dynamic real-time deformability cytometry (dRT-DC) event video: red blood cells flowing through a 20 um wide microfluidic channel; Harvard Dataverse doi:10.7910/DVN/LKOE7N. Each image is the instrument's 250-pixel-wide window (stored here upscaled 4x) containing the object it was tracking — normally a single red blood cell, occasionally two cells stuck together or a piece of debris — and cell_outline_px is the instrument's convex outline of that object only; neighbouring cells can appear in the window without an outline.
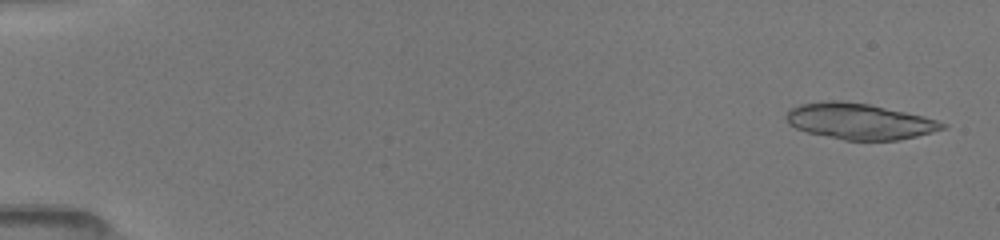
{"species": "common noctule bat (a hibernating species)", "species_latin": "Nyctalus noctula", "temperature_condition": "room temperature", "stored_images_in_passage": 11, "camera_frame_rate_fps": 3000, "um_per_image_px": 0.085, "animal": {"sex": "female", "body_mass_g": 19.5, "forearm_length_mm": 54.1}, "frame": {"image": 1, "passage_image": 1, "time_ms": 0.0, "image_size_px": [1000, 240], "cell_outline_px": [[948, 128], [900, 140], [844, 140], [808, 132], [796, 128], [788, 124], [784, 116], [788, 108], [800, 104], [824, 100], [840, 100], [868, 104], [924, 116], [948, 124]], "centroid_in_image_um": [73.02, 10.3], "position_along_channel_um": 12.0, "area_um2": 32.89}}